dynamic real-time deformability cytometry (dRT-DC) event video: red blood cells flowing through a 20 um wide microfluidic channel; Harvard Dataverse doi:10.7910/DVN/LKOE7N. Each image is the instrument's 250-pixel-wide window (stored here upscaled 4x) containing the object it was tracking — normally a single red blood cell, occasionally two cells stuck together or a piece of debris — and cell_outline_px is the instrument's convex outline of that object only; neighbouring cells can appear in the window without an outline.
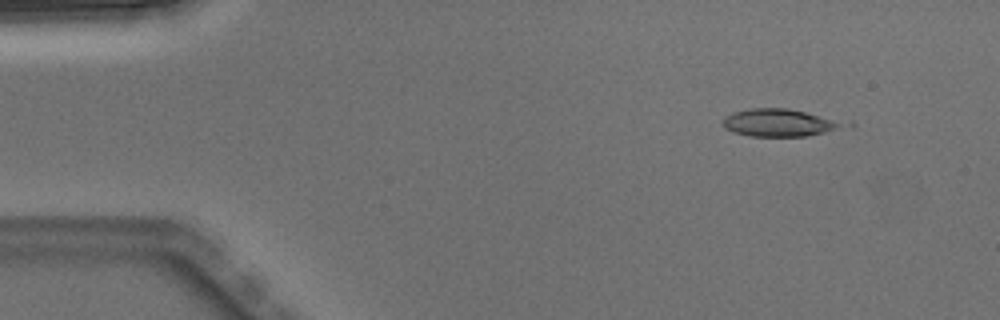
{"species": "Egyptian fruit bat (a non-hibernating species)", "species_latin": "Rousettus aegyptiacus", "temperature_condition": "warm", "stored_images_in_passage": 7, "camera_frame_rate_fps": 3000, "um_per_image_px": 0.085, "animal": {"sex": "male"}, "frame": {"image": 1, "passage_image": 2, "time_ms": 0.333, "image_size_px": [1000, 320], "cell_outline_px": [[856, 124], [808, 136], [752, 136], [732, 132], [724, 128], [724, 116], [732, 112], [752, 108], [788, 108], [852, 120]], "centroid_in_image_um": [66.43, 10.41], "position_along_channel_um": 18.6, "area_um2": 20.17}}
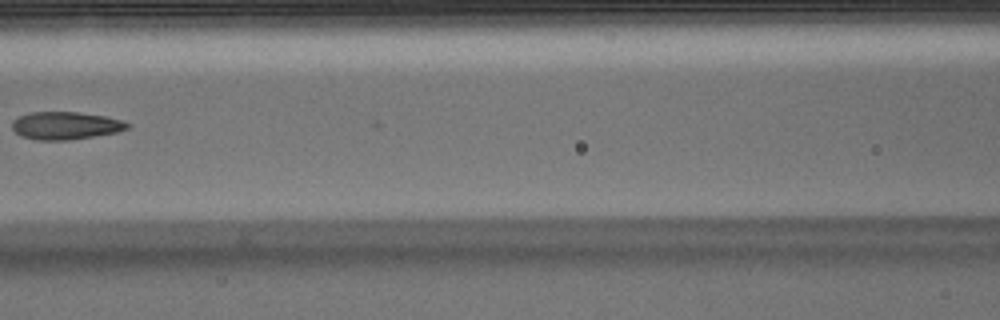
{"frame": {"image": 2, "passage_image": 6, "time_ms": 1.667, "image_size_px": [1000, 320], "cell_outline_px": [[132, 124], [128, 128], [116, 132], [72, 140], [36, 140], [20, 136], [12, 128], [12, 120], [28, 112], [76, 112], [104, 116], [124, 120]], "centroid_in_image_um": [5.57, 10.68], "position_along_channel_um": 161.0, "area_um2": 18.73}}
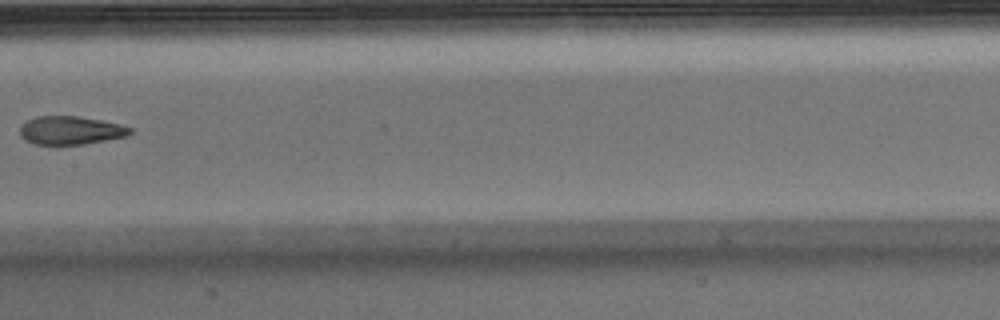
{"frame": {"image": 3, "passage_image": 7, "time_ms": 2.0, "image_size_px": [1000, 320], "cell_outline_px": [[132, 132], [124, 136], [84, 144], [36, 144], [24, 140], [20, 136], [20, 124], [36, 116], [80, 116], [120, 124], [132, 128]], "centroid_in_image_um": [5.95, 11.07], "position_along_channel_um": 201.4, "area_um2": 18.09}}